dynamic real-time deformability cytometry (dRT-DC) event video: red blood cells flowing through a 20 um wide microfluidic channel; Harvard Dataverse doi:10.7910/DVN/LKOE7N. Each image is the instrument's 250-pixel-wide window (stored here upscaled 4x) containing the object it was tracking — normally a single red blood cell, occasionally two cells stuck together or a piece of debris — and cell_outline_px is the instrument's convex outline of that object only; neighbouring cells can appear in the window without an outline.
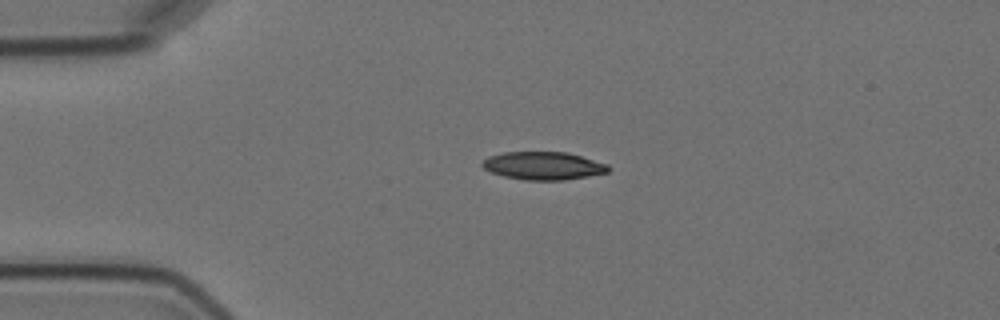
{"species": "Egyptian fruit bat (a non-hibernating species)", "species_latin": "Rousettus aegyptiacus", "temperature_condition": "cold", "stored_images_in_passage": 4, "camera_frame_rate_fps": 3000, "um_per_image_px": 0.085, "animal": {"sex": "female"}, "frame": {"image": 1, "passage_image": 3, "time_ms": 2.333, "image_size_px": [1000, 320], "cell_outline_px": [[612, 168], [608, 172], [588, 176], [564, 180], [524, 180], [504, 176], [492, 172], [484, 168], [480, 164], [488, 156], [504, 152], [568, 152], [608, 164]], "centroid_in_image_um": [46.2, 14.08], "position_along_channel_um": 38.8, "area_um2": 20.58}}